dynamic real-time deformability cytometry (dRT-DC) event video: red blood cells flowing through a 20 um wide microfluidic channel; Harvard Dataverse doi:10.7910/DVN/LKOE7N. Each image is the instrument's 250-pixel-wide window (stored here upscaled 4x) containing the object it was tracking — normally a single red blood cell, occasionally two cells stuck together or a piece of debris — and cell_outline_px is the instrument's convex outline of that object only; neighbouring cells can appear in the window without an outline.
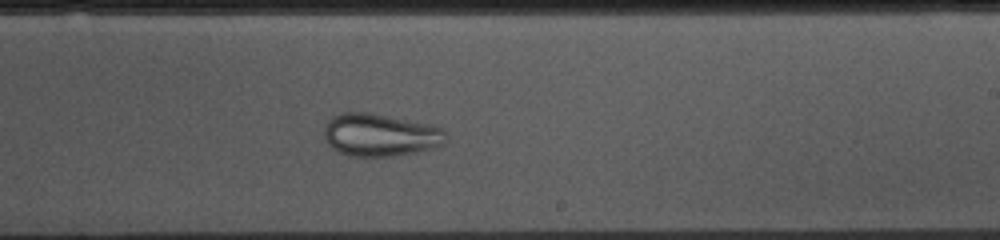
{"species": "common noctule bat (a hibernating species)", "species_latin": "Nyctalus noctula", "temperature_condition": "cold", "stored_images_in_passage": 54, "camera_frame_rate_fps": 3000, "um_per_image_px": 0.085, "animal": {"sex": "female", "body_mass_g": 10.0, "forearm_length_mm": 53.1}, "frame": {"image": 1, "passage_image": 31, "time_ms": 10.0, "image_size_px": [1000, 240], "cell_outline_px": [[448, 140], [444, 144], [432, 148], [416, 152], [396, 156], [352, 156], [336, 152], [324, 140], [324, 124], [332, 116], [340, 112], [368, 112], [432, 124], [444, 128], [448, 136]], "centroid_in_image_um": [32.32, 11.46], "position_along_channel_um": 256.7, "area_um2": 30.92}}